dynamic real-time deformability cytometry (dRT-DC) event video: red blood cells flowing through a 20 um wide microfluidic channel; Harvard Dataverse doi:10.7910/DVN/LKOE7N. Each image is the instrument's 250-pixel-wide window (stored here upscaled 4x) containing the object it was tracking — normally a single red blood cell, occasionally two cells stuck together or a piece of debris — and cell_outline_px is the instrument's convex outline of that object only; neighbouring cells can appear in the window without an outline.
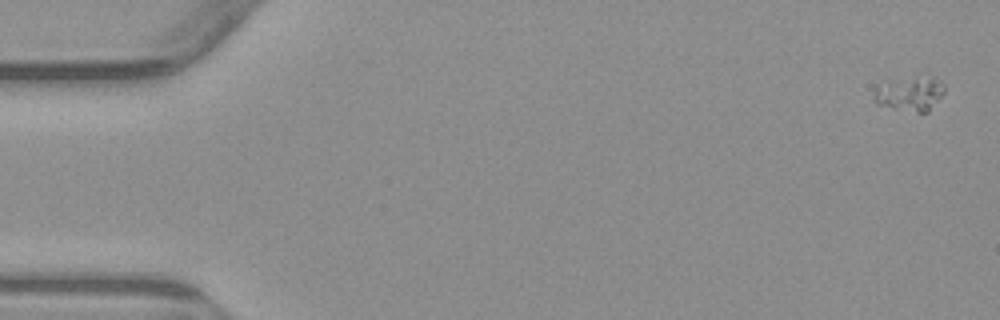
{"species": "common noctule bat (a hibernating species)", "species_latin": "Nyctalus noctula", "temperature_condition": "warm", "stored_images_in_passage": 5, "camera_frame_rate_fps": 3000, "um_per_image_px": 0.085, "animal": {"sex": "male", "body_mass_g": 23.1, "forearm_length_mm": 52.7}, "frame": {"image": 1, "passage_image": 1, "time_ms": 0.0, "image_size_px": [1000, 320], "cell_outline_px": [[944, 92], [928, 112], [916, 112], [892, 108], [876, 104], [876, 84], [916, 72], [928, 72], [936, 76], [944, 84]], "centroid_in_image_um": [77.39, 7.84], "position_along_channel_um": 7.6, "area_um2": 15.14}}
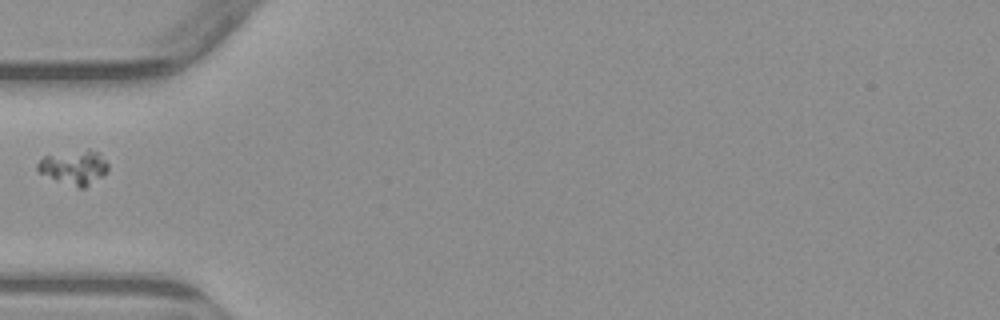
{"frame": {"image": 2, "passage_image": 5, "time_ms": 5.667, "image_size_px": [1000, 320], "cell_outline_px": [[108, 172], [84, 188], [80, 188], [40, 172], [36, 168], [36, 164], [44, 156], [88, 148], [100, 152], [108, 164]], "centroid_in_image_um": [6.36, 14.18], "position_along_channel_um": 78.6, "area_um2": 13.87}}